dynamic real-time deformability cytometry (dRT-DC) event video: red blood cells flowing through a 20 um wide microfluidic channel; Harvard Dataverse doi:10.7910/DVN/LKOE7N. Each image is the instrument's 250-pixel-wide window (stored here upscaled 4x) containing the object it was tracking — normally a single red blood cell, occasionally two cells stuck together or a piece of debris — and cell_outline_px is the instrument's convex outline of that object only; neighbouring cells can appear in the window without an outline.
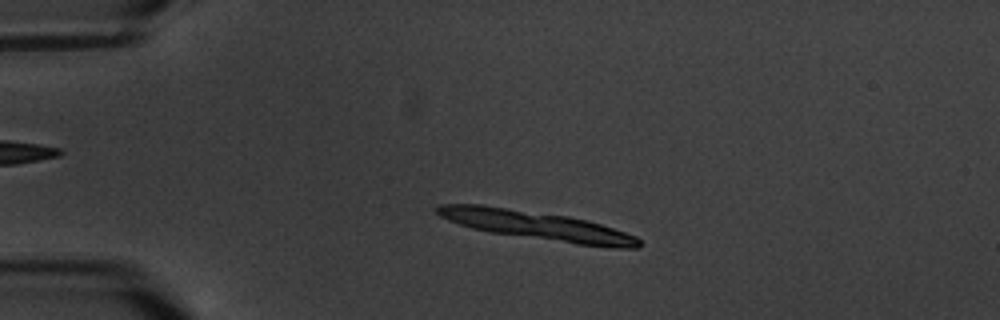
{"species": "common noctule bat (a hibernating species)", "species_latin": "Nyctalus noctula", "temperature_condition": "warm", "stored_images_in_passage": 9, "segment_of_instrument_passage": [1, 2], "camera_frame_rate_fps": 3000, "um_per_image_px": 0.085, "animal": {"sex": "male", "body_mass_g": 20.1, "forearm_length_mm": 53.5}, "frame": {"image": 1, "passage_image": 2, "time_ms": 1.0, "image_size_px": [1000, 320], "cell_outline_px": [[640, 248], [612, 248], [576, 244], [492, 232], [472, 228], [448, 220], [440, 216], [436, 212], [436, 208], [440, 204], [480, 204], [568, 216], [588, 220], [636, 236], [640, 240]], "centroid_in_image_um": [45.65, 19.17], "position_along_channel_um": 39.3, "area_um2": 33.58}}